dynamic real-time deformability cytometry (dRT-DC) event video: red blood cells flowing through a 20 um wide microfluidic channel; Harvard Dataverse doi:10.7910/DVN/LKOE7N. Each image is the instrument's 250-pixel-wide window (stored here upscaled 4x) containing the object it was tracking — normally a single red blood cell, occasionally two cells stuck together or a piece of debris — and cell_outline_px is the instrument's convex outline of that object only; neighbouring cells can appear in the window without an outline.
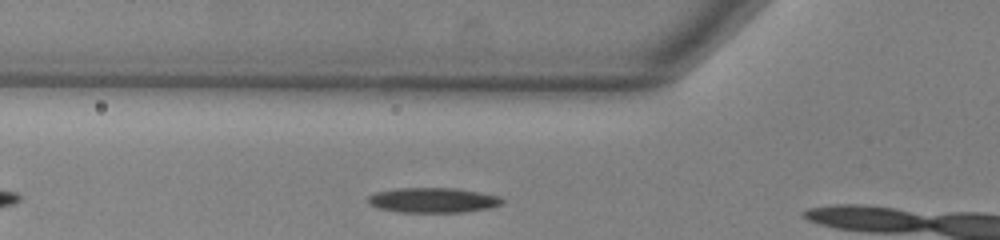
{"species": "common noctule bat (a hibernating species)", "species_latin": "Nyctalus noctula", "temperature_condition": "warm", "stored_images_in_passage": 3, "camera_frame_rate_fps": 3000, "um_per_image_px": 0.085, "animal": {"sex": "male", "body_mass_g": 13.0, "forearm_length_mm": 53.1}, "frame": {"image": 1, "passage_image": 2, "time_ms": 0.333, "image_size_px": [1000, 240], "cell_outline_px": [[504, 204], [488, 208], [464, 212], [400, 212], [376, 208], [368, 204], [368, 196], [376, 192], [396, 188], [456, 188], [480, 192], [500, 196], [504, 200]], "centroid_in_image_um": [36.81, 17.01], "position_along_channel_um": 89.0, "area_um2": 19.71}}